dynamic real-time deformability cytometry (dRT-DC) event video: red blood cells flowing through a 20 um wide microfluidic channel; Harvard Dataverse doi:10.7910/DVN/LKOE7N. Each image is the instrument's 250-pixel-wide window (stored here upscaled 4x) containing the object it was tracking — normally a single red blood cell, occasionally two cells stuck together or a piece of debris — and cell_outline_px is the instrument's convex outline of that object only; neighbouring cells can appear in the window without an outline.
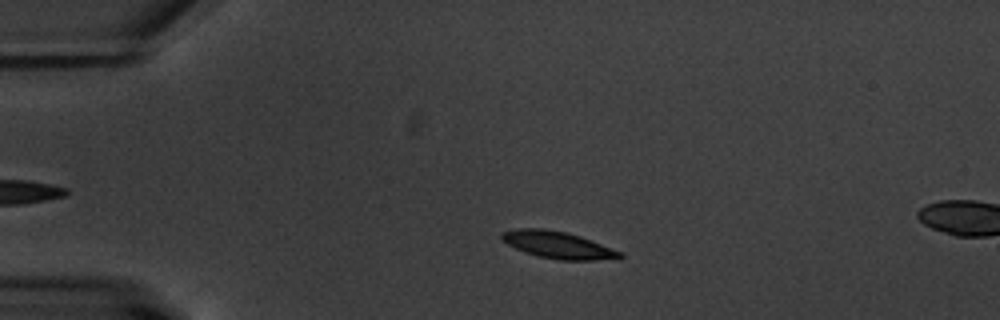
{"species": "common noctule bat (a hibernating species)", "species_latin": "Nyctalus noctula", "temperature_condition": "warm", "stored_images_in_passage": 4, "segment_of_instrument_passage": [1, 2], "camera_frame_rate_fps": 3000, "um_per_image_px": 0.085, "animal": {"sex": "male", "body_mass_g": 20.1, "forearm_length_mm": 53.5}, "frame": {"image": 1, "passage_image": 2, "time_ms": 1.0, "image_size_px": [1000, 320], "cell_outline_px": [[624, 256], [620, 260], [560, 260], [540, 256], [524, 252], [500, 240], [500, 236], [504, 232], [516, 228], [540, 228], [564, 232], [580, 236], [624, 252]], "centroid_in_image_um": [47.5, 20.84], "position_along_channel_um": 37.5, "area_um2": 18.73}}